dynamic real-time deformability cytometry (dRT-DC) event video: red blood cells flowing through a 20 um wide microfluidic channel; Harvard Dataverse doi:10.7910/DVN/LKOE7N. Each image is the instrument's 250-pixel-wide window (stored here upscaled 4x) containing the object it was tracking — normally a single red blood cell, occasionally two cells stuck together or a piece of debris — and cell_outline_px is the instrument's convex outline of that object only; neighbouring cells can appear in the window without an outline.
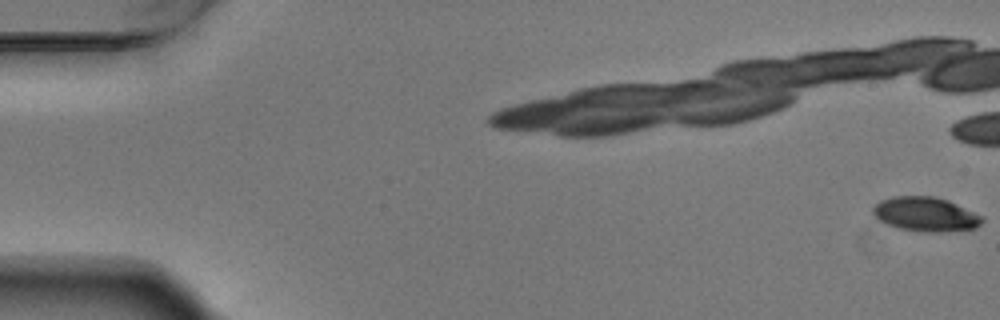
{"species": "Egyptian fruit bat (a non-hibernating species)", "species_latin": "Rousettus aegyptiacus", "temperature_condition": "warm", "stored_images_in_passage": 21, "camera_frame_rate_fps": 3000, "um_per_image_px": 0.085, "animal": {"sex": "male"}, "frame": {"image": 1, "passage_image": 1, "time_ms": 0.0, "image_size_px": [1000, 320], "cell_outline_px": [[984, 220], [976, 228], [944, 232], [924, 232], [896, 228], [880, 220], [872, 212], [872, 208], [880, 200], [892, 196], [936, 196], [948, 200], [984, 216]], "centroid_in_image_um": [78.7, 18.21], "position_along_channel_um": 6.3, "area_um2": 22.02}}